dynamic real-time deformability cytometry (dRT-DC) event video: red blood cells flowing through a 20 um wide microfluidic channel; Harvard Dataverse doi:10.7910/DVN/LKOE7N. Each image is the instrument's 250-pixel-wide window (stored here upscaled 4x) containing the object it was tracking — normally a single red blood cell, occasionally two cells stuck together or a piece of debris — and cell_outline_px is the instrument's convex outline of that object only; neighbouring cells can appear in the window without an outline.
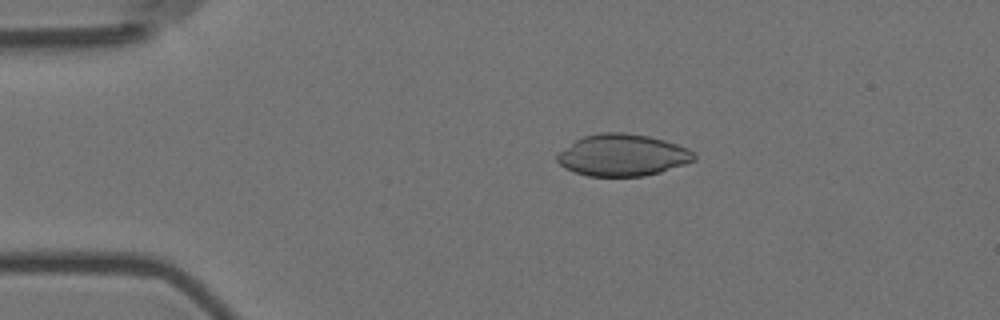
{"species": "Egyptian fruit bat (a non-hibernating species)", "species_latin": "Rousettus aegyptiacus", "temperature_condition": "room temperature", "stored_images_in_passage": 55, "camera_frame_rate_fps": 3000, "um_per_image_px": 0.085, "animal": {"sex": "female"}, "frame": {"image": 1, "passage_image": 10, "time_ms": 3.0, "image_size_px": [1000, 320], "cell_outline_px": [[696, 160], [660, 172], [644, 176], [588, 176], [564, 168], [556, 160], [556, 156], [560, 152], [576, 140], [584, 136], [600, 132], [624, 132], [648, 136], [664, 140], [688, 148], [696, 156]], "centroid_in_image_um": [52.92, 13.18], "position_along_channel_um": 32.1, "area_um2": 33.18}}
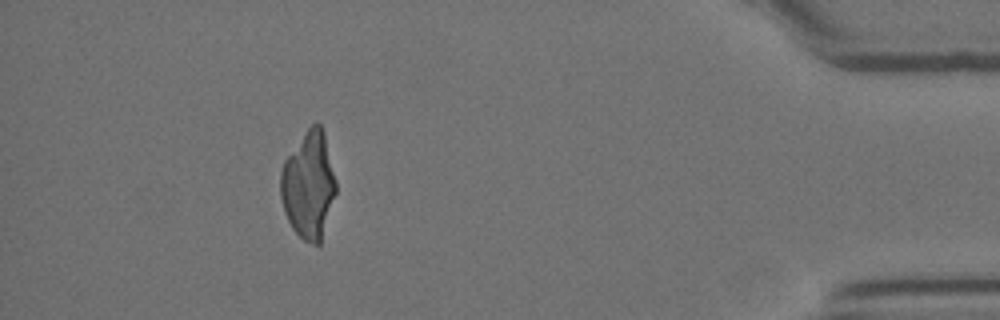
{"frame": {"image": 2, "passage_image": 50, "time_ms": 16.333, "image_size_px": [1000, 320], "cell_outline_px": [[336, 192], [320, 244], [312, 244], [304, 240], [292, 228], [284, 212], [280, 196], [280, 172], [284, 160], [308, 128], [316, 120], [320, 124], [324, 132], [336, 180]], "centroid_in_image_um": [26.23, 15.73], "position_along_channel_um": 409.0, "area_um2": 34.51}}